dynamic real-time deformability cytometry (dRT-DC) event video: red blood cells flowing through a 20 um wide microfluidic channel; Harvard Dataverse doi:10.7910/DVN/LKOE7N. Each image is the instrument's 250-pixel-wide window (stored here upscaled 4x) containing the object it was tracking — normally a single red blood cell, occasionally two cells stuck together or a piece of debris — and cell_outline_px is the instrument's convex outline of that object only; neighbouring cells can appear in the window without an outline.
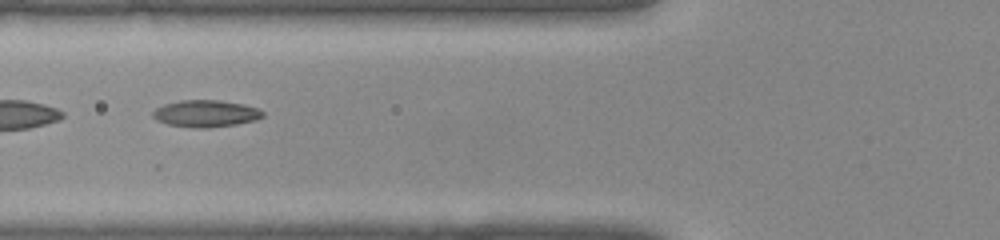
{"species": "common noctule bat (a hibernating species)", "species_latin": "Nyctalus noctula", "temperature_condition": "warm", "stored_images_in_passage": 41, "segment_of_instrument_passage": [2, 2], "camera_frame_rate_fps": 3000, "um_per_image_px": 0.085, "animal": {"sex": "female", "body_mass_g": 22.0, "forearm_length_mm": 56.7}, "frame": {"image": 1, "passage_image": 16, "time_ms": 5.0, "image_size_px": [1000, 240], "cell_outline_px": [[264, 116], [252, 120], [236, 124], [208, 128], [196, 128], [168, 124], [156, 120], [152, 116], [152, 112], [156, 108], [164, 104], [180, 100], [220, 100], [244, 104], [256, 108], [264, 112]], "centroid_in_image_um": [17.46, 9.64], "position_along_channel_um": 108.3, "area_um2": 17.17}}
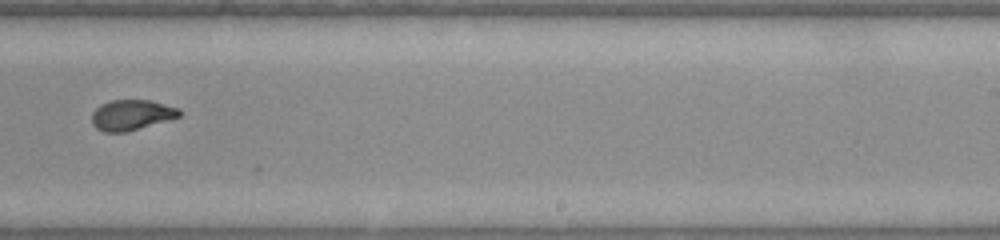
{"frame": {"image": 2, "passage_image": 26, "time_ms": 8.333, "image_size_px": [1000, 240], "cell_outline_px": [[184, 112], [180, 116], [128, 132], [104, 132], [96, 128], [92, 124], [92, 112], [100, 104], [112, 100], [148, 100], [180, 108]], "centroid_in_image_um": [11.18, 9.77], "position_along_channel_um": 277.8, "area_um2": 15.61}}
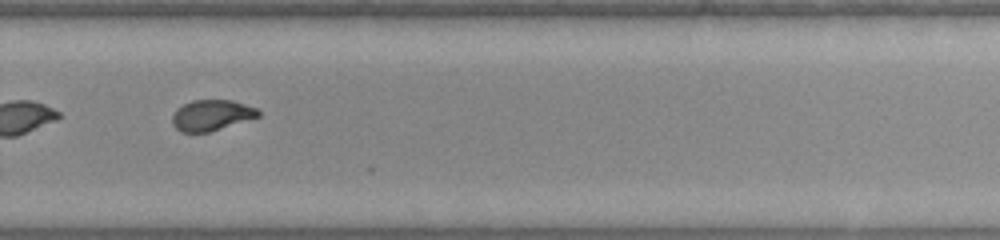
{"frame": {"image": 3, "passage_image": 28, "time_ms": 9.0, "image_size_px": [1000, 240], "cell_outline_px": [[260, 116], [208, 132], [180, 132], [172, 124], [172, 116], [176, 108], [192, 100], [232, 100], [256, 108], [260, 112]], "centroid_in_image_um": [17.95, 9.79], "position_along_channel_um": 311.9, "area_um2": 15.32}}